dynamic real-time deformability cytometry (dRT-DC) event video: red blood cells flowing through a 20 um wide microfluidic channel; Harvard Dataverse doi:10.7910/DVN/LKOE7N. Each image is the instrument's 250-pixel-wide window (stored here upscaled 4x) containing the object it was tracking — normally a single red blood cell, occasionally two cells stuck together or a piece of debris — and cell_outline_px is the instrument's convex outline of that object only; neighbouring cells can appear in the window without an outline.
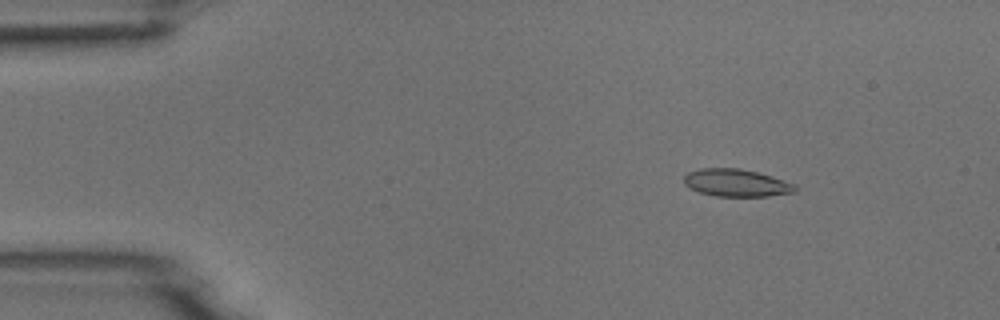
{"species": "common noctule bat (a hibernating species)", "species_latin": "Nyctalus noctula", "temperature_condition": "room temperature", "stored_images_in_passage": 54, "camera_frame_rate_fps": 3000, "um_per_image_px": 0.085, "animal": {"sex": "male", "body_mass_g": 18.8}, "frame": {"image": 1, "passage_image": 8, "time_ms": 2.333, "image_size_px": [1000, 320], "cell_outline_px": [[796, 192], [768, 196], [716, 196], [700, 192], [684, 184], [684, 176], [688, 172], [700, 168], [740, 168], [772, 176], [796, 184]], "centroid_in_image_um": [62.61, 15.54], "position_along_channel_um": 22.4, "area_um2": 17.74}}
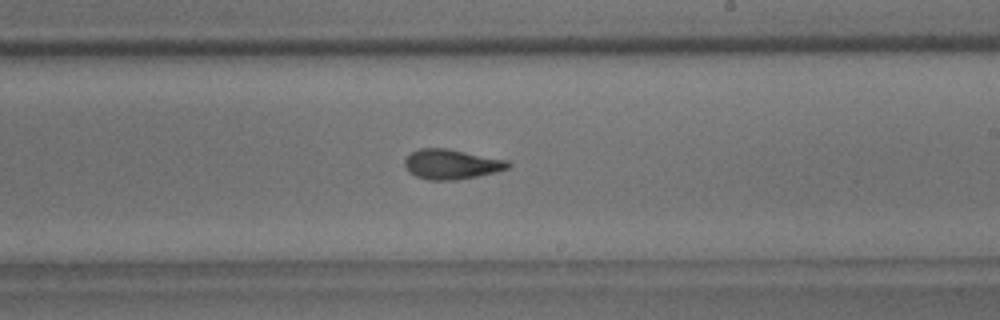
{"frame": {"image": 2, "passage_image": 32, "time_ms": 10.333, "image_size_px": [1000, 320], "cell_outline_px": [[512, 164], [508, 168], [496, 172], [476, 176], [452, 180], [428, 180], [416, 176], [408, 172], [404, 164], [404, 160], [412, 152], [420, 148], [448, 148], [508, 160]], "centroid_in_image_um": [38.37, 13.95], "position_along_channel_um": 250.6, "area_um2": 18.03}}
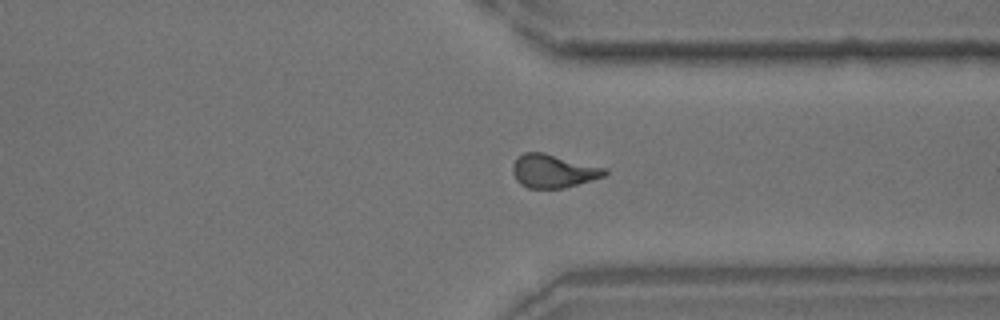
{"frame": {"image": 3, "passage_image": 41, "time_ms": 13.333, "image_size_px": [1000, 320], "cell_outline_px": [[608, 172], [604, 176], [592, 180], [564, 188], [528, 188], [520, 184], [516, 180], [512, 172], [512, 164], [524, 152], [544, 152], [608, 168]], "centroid_in_image_um": [47.04, 14.53], "position_along_channel_um": 364.4, "area_um2": 18.03}}